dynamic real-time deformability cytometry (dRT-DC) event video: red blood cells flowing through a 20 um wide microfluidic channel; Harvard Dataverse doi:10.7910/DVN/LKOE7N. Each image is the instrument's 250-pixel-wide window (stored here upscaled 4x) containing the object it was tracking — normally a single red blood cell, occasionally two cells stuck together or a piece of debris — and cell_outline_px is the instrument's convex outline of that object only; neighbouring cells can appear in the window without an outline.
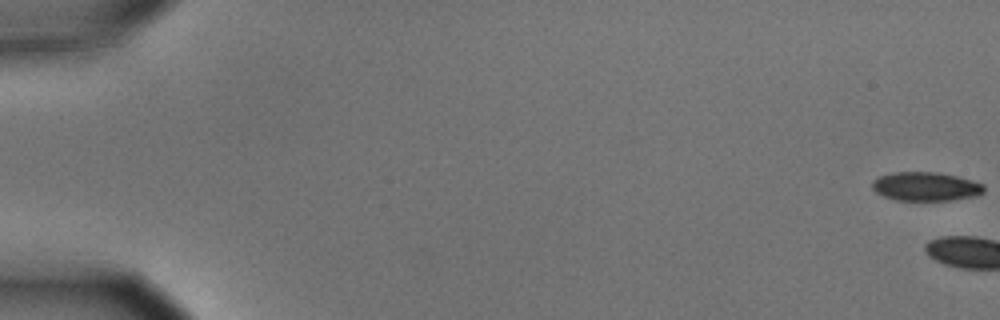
{"species": "common noctule bat (a hibernating species)", "species_latin": "Nyctalus noctula", "temperature_condition": "cold", "stored_images_in_passage": 4, "camera_frame_rate_fps": 3000, "um_per_image_px": 0.085, "animal": {"sex": "male", "body_mass_g": 15.6}, "frame": {"image": 1, "passage_image": 1, "time_ms": 0.0, "image_size_px": [1000, 320], "cell_outline_px": [[984, 192], [976, 196], [948, 200], [896, 200], [884, 196], [876, 192], [872, 188], [872, 180], [880, 176], [896, 172], [940, 172], [972, 180], [984, 184]], "centroid_in_image_um": [78.69, 15.84], "position_along_channel_um": 6.3, "area_um2": 18.73}}